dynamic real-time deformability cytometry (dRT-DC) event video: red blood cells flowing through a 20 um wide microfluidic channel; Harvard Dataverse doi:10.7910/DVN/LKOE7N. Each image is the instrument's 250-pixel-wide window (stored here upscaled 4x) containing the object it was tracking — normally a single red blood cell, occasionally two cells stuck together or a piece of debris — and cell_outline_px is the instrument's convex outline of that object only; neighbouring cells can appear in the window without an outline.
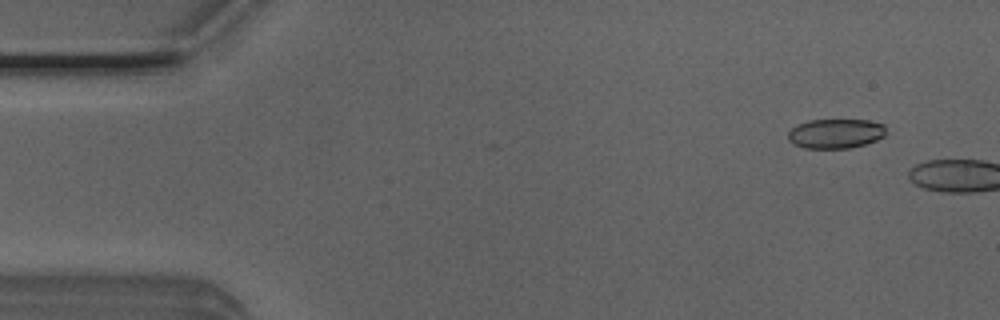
{"species": "Egyptian fruit bat (a non-hibernating species)", "species_latin": "Rousettus aegyptiacus", "temperature_condition": "room temperature", "stored_images_in_passage": 2, "camera_frame_rate_fps": 3000, "um_per_image_px": 0.085, "animal": {"sex": "male"}, "frame": {"image": 1, "passage_image": 1, "time_ms": 0.0, "image_size_px": [1000, 320], "cell_outline_px": [[884, 136], [876, 140], [864, 144], [848, 148], [804, 148], [792, 144], [788, 140], [788, 132], [796, 124], [808, 120], [868, 120], [884, 124]], "centroid_in_image_um": [70.97, 11.35], "position_along_channel_um": 14.0, "area_um2": 16.88}}